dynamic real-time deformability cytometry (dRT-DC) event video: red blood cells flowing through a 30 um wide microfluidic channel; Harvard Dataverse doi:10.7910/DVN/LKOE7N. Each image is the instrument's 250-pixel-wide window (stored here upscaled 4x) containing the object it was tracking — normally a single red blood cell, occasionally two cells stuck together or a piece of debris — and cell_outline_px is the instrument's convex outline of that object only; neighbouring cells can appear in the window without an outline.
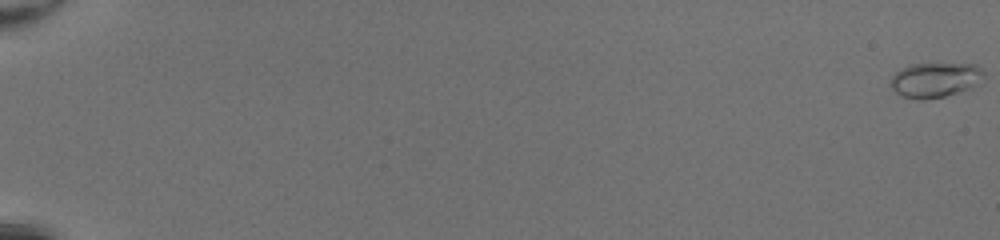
{"species": "common noctule bat (a hibernating species)", "species_latin": "Nyctalus noctula", "temperature_condition": "room temperature", "stored_images_in_passage": 52, "camera_frame_rate_fps": 3000, "um_per_image_px": 0.085, "animal": {"sex": "female", "body_mass_g": 20.0, "forearm_length_mm": 54.0}, "frame": {"image": 1, "passage_image": 1, "time_ms": 0.0, "image_size_px": [1000, 240], "cell_outline_px": [[984, 76], [972, 88], [944, 96], [924, 100], [920, 100], [900, 96], [888, 84], [892, 76], [900, 68], [912, 64], [976, 64], [984, 72]], "centroid_in_image_um": [79.45, 6.8], "position_along_channel_um": 5.6, "area_um2": 19.02}}
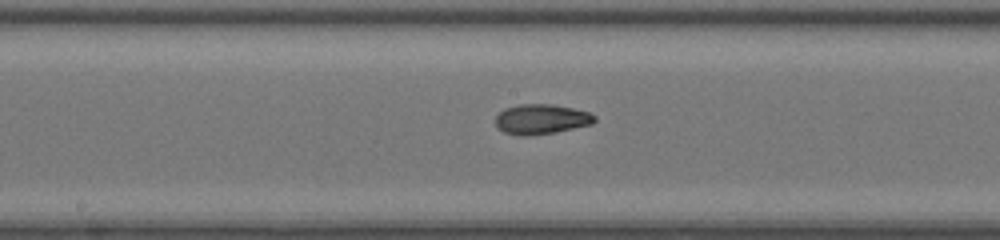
{"frame": {"image": 2, "passage_image": 31, "time_ms": 10.0, "image_size_px": [1000, 240], "cell_outline_px": [[596, 120], [592, 124], [556, 132], [528, 136], [520, 136], [504, 132], [496, 128], [496, 116], [504, 108], [520, 104], [552, 104], [592, 112], [596, 116]], "centroid_in_image_um": [46.02, 10.13], "position_along_channel_um": 202.2, "area_um2": 17.51}}
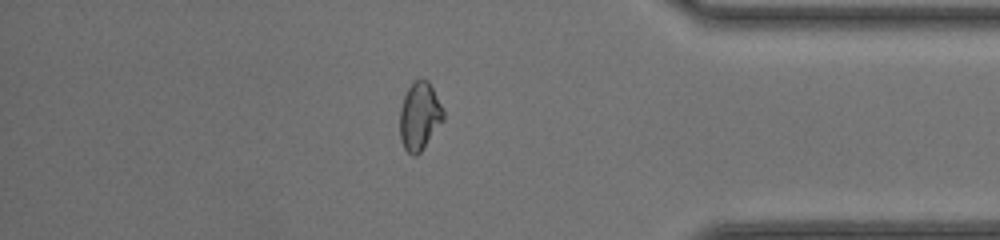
{"frame": {"image": 3, "passage_image": 46, "time_ms": 15.0, "image_size_px": [1000, 240], "cell_outline_px": [[444, 120], [420, 152], [416, 156], [412, 156], [404, 148], [400, 140], [400, 108], [404, 96], [408, 88], [416, 80], [428, 80], [444, 112]], "centroid_in_image_um": [35.65, 9.91], "position_along_channel_um": 399.6, "area_um2": 16.99}, "authors_computed_cell_mechanics": {"area_um2": 16.9932, "velocity_mm_per_s": 4.3176, "shape_relaxation_time_tau1_ms": 4.6788, "shape_relaxation_time_tau2_ms": 1.8897, "deformation_change_tau1": 0.1834, "deformation_change_tau2": 0.068}}